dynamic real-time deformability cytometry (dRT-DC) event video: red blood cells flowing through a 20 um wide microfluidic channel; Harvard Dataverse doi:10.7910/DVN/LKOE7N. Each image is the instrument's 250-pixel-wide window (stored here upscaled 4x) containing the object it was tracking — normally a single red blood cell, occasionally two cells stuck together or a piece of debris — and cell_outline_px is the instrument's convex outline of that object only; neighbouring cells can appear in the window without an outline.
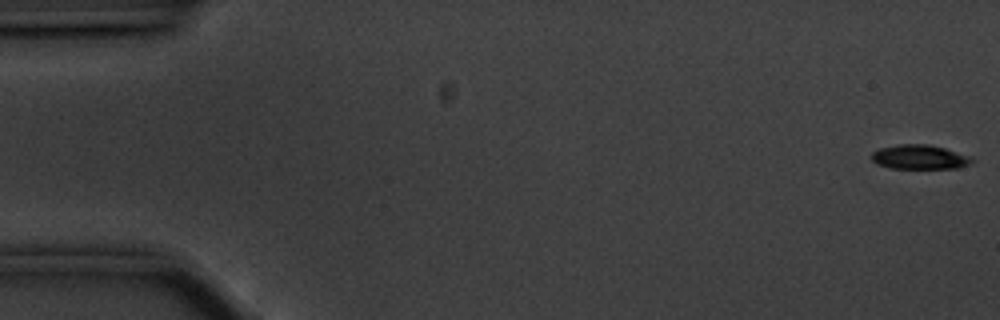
{"species": "common noctule bat (a hibernating species)", "species_latin": "Nyctalus noctula", "temperature_condition": "cold", "stored_images_in_passage": 56, "camera_frame_rate_fps": 3000, "um_per_image_px": 0.085, "animal": {"sex": "male", "body_mass_g": 20.1, "forearm_length_mm": 53.5}, "frame": {"image": 1, "passage_image": 1, "time_ms": 0.0, "image_size_px": [1000, 320], "cell_outline_px": [[976, 160], [972, 164], [956, 168], [892, 168], [876, 164], [872, 160], [872, 152], [880, 148], [900, 144], [928, 144], [944, 148], [972, 156]], "centroid_in_image_um": [78.21, 13.35], "position_along_channel_um": 6.8, "area_um2": 14.33}}
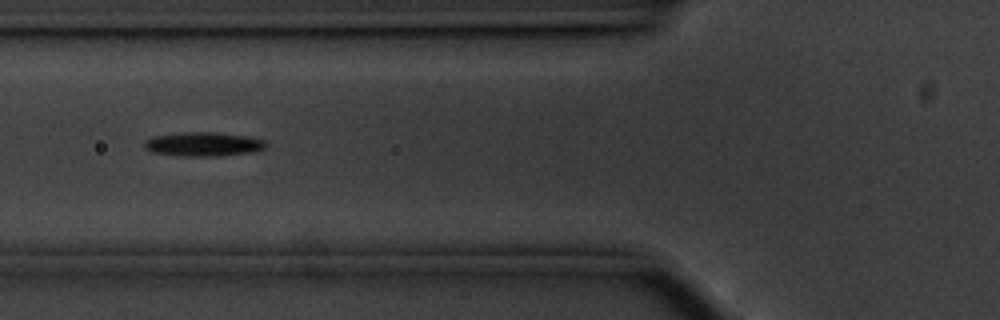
{"frame": {"image": 2, "passage_image": 21, "time_ms": 6.667, "image_size_px": [1000, 320], "cell_outline_px": [[268, 144], [264, 148], [256, 152], [216, 156], [180, 156], [152, 152], [144, 148], [144, 140], [152, 136], [184, 132], [212, 132], [244, 136], [264, 140]], "centroid_in_image_um": [17.25, 12.26], "position_along_channel_um": 108.5, "area_um2": 17.11}}
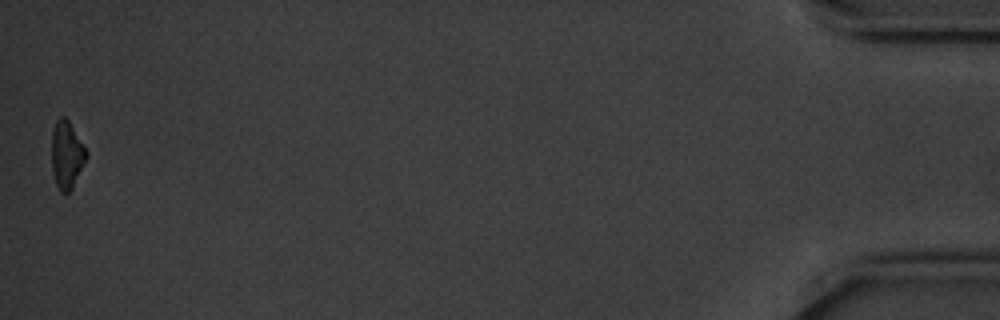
{"frame": {"image": 3, "passage_image": 56, "time_ms": 18.333, "image_size_px": [1000, 320], "cell_outline_px": [[88, 156], [72, 188], [68, 192], [60, 192], [56, 184], [52, 168], [52, 132], [56, 120], [60, 116], [64, 116], [68, 120], [88, 152]], "centroid_in_image_um": [5.67, 13.15], "position_along_channel_um": 429.5, "area_um2": 13.53}, "authors_computed_cell_mechanics": {"area_um2": 15.3459, "velocity_mm_per_s": 3.5585, "shape_relaxation_time_tau1_ms": 1.9899, "shape_relaxation_time_tau2_ms": null, "deformation_change_tau1": 0.129, "deformation_change_tau2": null}}